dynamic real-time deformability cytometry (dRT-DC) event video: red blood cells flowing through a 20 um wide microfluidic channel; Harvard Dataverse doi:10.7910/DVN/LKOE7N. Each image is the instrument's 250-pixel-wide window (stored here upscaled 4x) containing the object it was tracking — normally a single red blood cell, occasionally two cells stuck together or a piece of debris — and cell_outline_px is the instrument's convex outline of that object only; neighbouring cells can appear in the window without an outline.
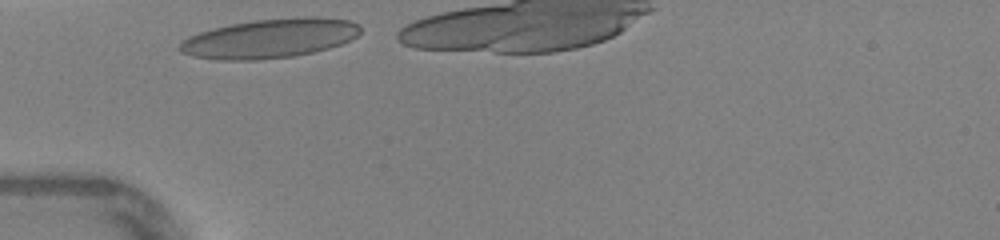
{"species": "human", "species_latin": "Homo sapiens", "temperature_condition": "warm", "stored_images_in_passage": 7, "camera_frame_rate_fps": 3000, "um_per_image_px": 0.085, "donor": {"sex": "female"}, "frame": {"image": 1, "passage_image": 1, "time_ms": 0.0, "image_size_px": [1000, 240], "cell_outline_px": [[360, 32], [356, 36], [340, 44], [328, 48], [312, 52], [292, 56], [256, 60], [220, 60], [192, 56], [180, 52], [176, 48], [188, 36], [212, 28], [232, 24], [256, 20], [304, 16], [316, 16], [348, 20], [360, 24]], "centroid_in_image_um": [22.91, 3.26], "position_along_channel_um": 62.1, "area_um2": 41.27}}